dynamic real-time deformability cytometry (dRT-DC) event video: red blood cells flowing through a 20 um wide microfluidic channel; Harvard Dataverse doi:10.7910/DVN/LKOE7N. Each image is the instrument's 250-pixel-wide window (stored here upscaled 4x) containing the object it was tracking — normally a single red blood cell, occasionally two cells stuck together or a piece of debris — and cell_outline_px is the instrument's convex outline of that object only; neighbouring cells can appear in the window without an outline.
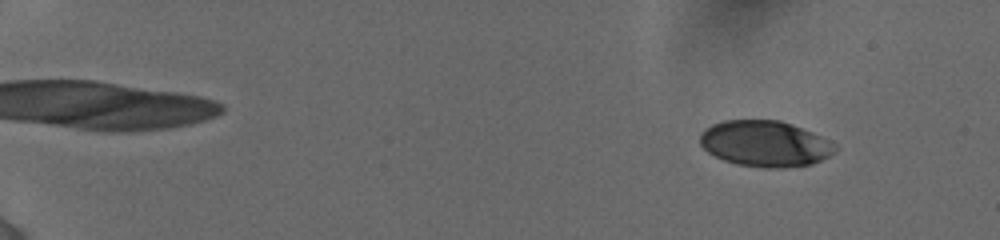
{"species": "human", "species_latin": "Homo sapiens", "temperature_condition": "cold", "stored_images_in_passage": 16, "camera_frame_rate_fps": 3000, "um_per_image_px": 0.085, "donor": {"sex": "female"}, "frame": {"image": 1, "passage_image": 4, "time_ms": 1.333, "image_size_px": [1000, 240], "cell_outline_px": [[836, 148], [828, 156], [812, 164], [784, 168], [764, 168], [736, 164], [724, 160], [708, 152], [700, 144], [700, 132], [704, 128], [712, 124], [724, 120], [780, 120], [792, 124], [832, 140], [836, 144]], "centroid_in_image_um": [65.02, 12.21], "position_along_channel_um": 20.0, "area_um2": 36.36}}
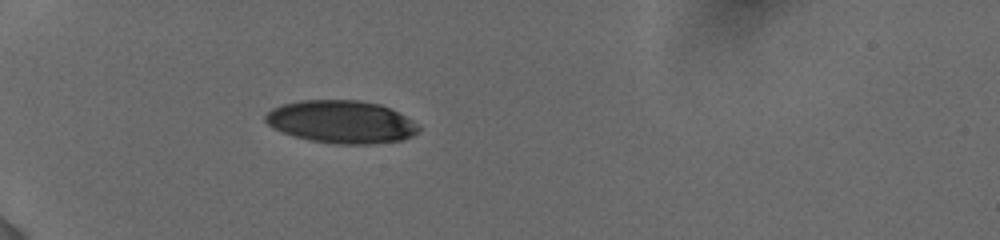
{"frame": {"image": 2, "passage_image": 13, "time_ms": 5.667, "image_size_px": [1000, 240], "cell_outline_px": [[420, 128], [412, 136], [404, 140], [372, 144], [336, 144], [308, 140], [272, 128], [264, 120], [264, 116], [272, 108], [284, 104], [300, 100], [356, 100], [380, 104], [420, 124]], "centroid_in_image_um": [29.01, 10.36], "position_along_channel_um": 56.0, "area_um2": 38.09}}